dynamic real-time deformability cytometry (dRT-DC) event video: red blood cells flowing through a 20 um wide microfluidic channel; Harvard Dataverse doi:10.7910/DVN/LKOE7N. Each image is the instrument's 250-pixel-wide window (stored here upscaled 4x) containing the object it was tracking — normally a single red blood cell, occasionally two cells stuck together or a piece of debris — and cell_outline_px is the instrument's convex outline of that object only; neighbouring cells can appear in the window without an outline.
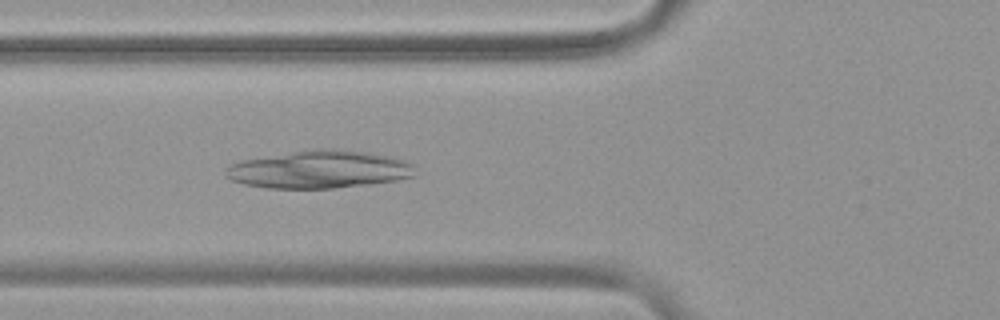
{"species": "common noctule bat (a hibernating species)", "species_latin": "Nyctalus noctula", "temperature_condition": "warm", "stored_images_in_passage": 52, "camera_frame_rate_fps": 3000, "um_per_image_px": 0.085, "animal": {"sex": "female", "body_mass_g": 19.9}, "frame": {"image": 1, "passage_image": 19, "time_ms": 6.0, "image_size_px": [1000, 320], "cell_outline_px": [[412, 176], [396, 180], [368, 184], [332, 188], [264, 188], [244, 184], [232, 180], [224, 176], [224, 168], [228, 164], [240, 160], [312, 148], [332, 148], [368, 152], [392, 156], [408, 160], [412, 164]], "centroid_in_image_um": [27.06, 14.38], "position_along_channel_um": 98.7, "area_um2": 42.08}}
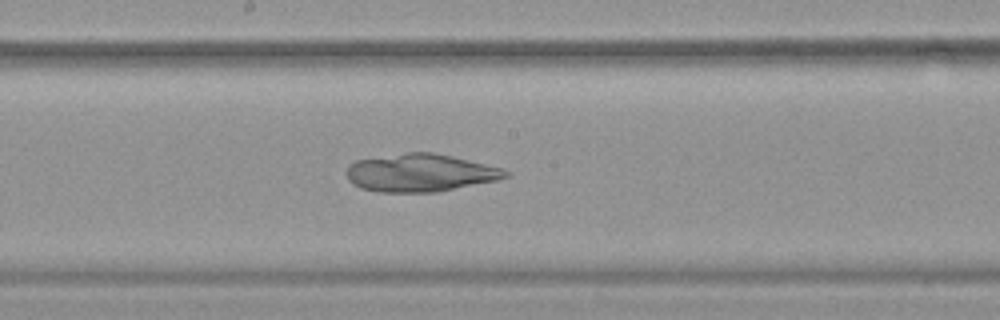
{"frame": {"image": 2, "passage_image": 28, "time_ms": 9.0, "image_size_px": [1000, 320], "cell_outline_px": [[512, 172], [508, 176], [496, 180], [436, 192], [380, 192], [360, 188], [352, 184], [348, 180], [348, 164], [356, 160], [408, 152], [432, 152], [452, 156], [504, 168]], "centroid_in_image_um": [35.73, 14.69], "position_along_channel_um": 212.5, "area_um2": 34.97}}
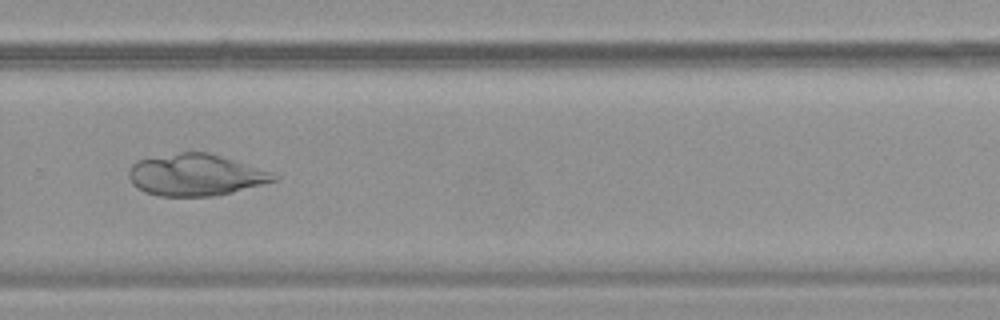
{"frame": {"image": 3, "passage_image": 36, "time_ms": 11.667, "image_size_px": [1000, 320], "cell_outline_px": [[280, 180], [232, 192], [212, 196], [160, 196], [144, 192], [136, 188], [132, 184], [128, 176], [128, 172], [132, 164], [136, 160], [180, 152], [208, 152], [272, 172], [280, 176]], "centroid_in_image_um": [16.62, 14.87], "position_along_channel_um": 313.2, "area_um2": 35.32}}